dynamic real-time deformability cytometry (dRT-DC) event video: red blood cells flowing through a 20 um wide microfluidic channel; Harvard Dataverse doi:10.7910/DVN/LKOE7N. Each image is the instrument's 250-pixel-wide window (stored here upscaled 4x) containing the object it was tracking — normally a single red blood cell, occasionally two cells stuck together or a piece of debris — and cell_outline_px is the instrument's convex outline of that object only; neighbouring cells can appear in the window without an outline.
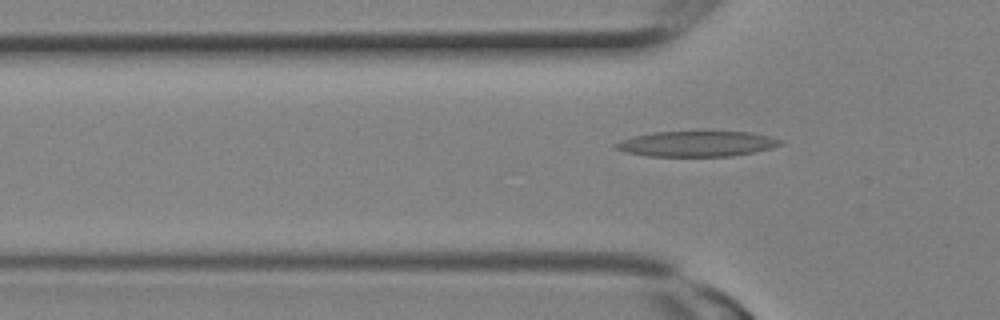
{"species": "Egyptian fruit bat (a non-hibernating species)", "species_latin": "Rousettus aegyptiacus", "temperature_condition": "room temperature", "stored_images_in_passage": 2, "camera_frame_rate_fps": 3000, "um_per_image_px": 0.085, "animal": {"sex": "female"}, "frame": {"image": 1, "passage_image": 2, "time_ms": 0.333, "image_size_px": [1000, 320], "cell_outline_px": [[784, 140], [780, 144], [772, 148], [732, 156], [648, 156], [624, 152], [612, 148], [612, 144], [620, 140], [632, 136], [652, 132], [748, 132], [768, 136]], "centroid_in_image_um": [59.14, 12.23], "position_along_channel_um": 66.7, "area_um2": 24.45}}